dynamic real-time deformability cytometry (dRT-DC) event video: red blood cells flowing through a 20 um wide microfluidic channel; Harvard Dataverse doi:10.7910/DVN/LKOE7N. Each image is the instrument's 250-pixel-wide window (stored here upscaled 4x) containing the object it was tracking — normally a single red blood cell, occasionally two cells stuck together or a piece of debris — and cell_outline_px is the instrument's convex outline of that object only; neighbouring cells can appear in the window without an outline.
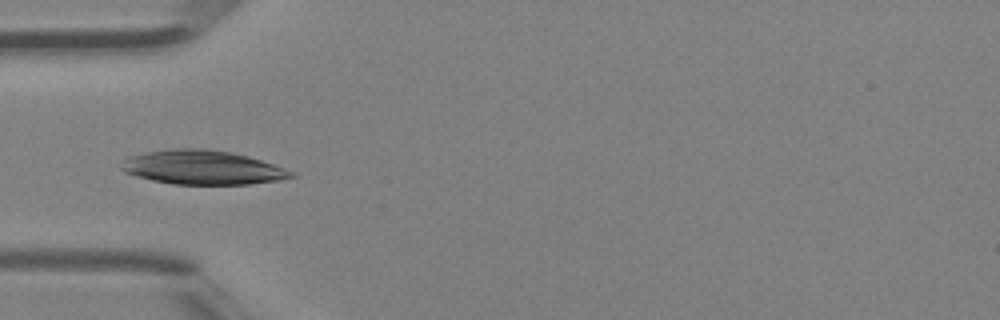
{"species": "Egyptian fruit bat (a non-hibernating species)", "species_latin": "Rousettus aegyptiacus", "temperature_condition": "room temperature", "stored_images_in_passage": 5, "camera_frame_rate_fps": 3000, "um_per_image_px": 0.085, "animal": {"sex": "female"}, "frame": {"image": 1, "passage_image": 5, "time_ms": 1.333, "image_size_px": [1000, 320], "cell_outline_px": [[296, 176], [280, 180], [248, 184], [172, 184], [152, 180], [136, 176], [124, 172], [120, 168], [124, 160], [128, 156], [144, 152], [168, 148], [204, 148], [232, 152], [248, 156], [284, 168], [292, 172]], "centroid_in_image_um": [17.17, 14.22], "position_along_channel_um": 67.8, "area_um2": 33.81}}